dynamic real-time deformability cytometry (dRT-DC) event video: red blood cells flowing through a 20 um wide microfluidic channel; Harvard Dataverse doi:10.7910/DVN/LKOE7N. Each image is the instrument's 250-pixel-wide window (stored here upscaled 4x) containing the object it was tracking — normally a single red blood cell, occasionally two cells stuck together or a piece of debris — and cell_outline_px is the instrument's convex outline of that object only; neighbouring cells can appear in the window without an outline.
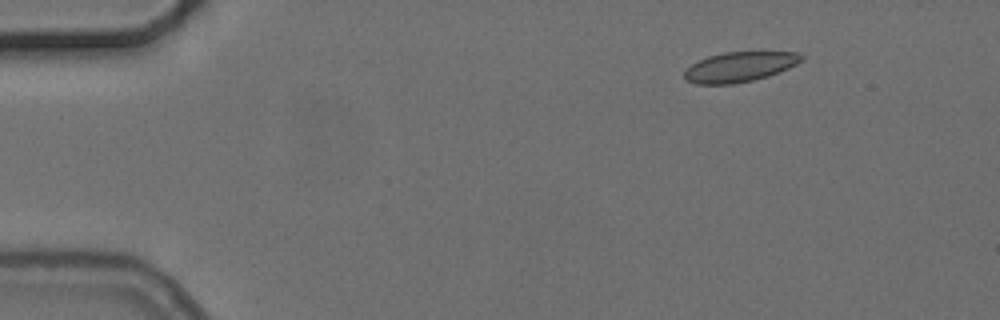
{"species": "common noctule bat (a hibernating species)", "species_latin": "Nyctalus noctula", "temperature_condition": "cold", "stored_images_in_passage": 4, "camera_frame_rate_fps": 3000, "um_per_image_px": 0.085, "animal": {"sex": "female", "body_mass_g": 24.6, "forearm_length_mm": 56.2}, "frame": {"image": 1, "passage_image": 1, "time_ms": 0.0, "image_size_px": [1000, 320], "cell_outline_px": [[804, 60], [780, 72], [768, 76], [752, 80], [732, 84], [696, 84], [688, 80], [684, 76], [684, 72], [692, 64], [708, 56], [724, 52], [796, 52], [804, 56]], "centroid_in_image_um": [62.9, 5.68], "position_along_channel_um": 22.1, "area_um2": 20.29}}